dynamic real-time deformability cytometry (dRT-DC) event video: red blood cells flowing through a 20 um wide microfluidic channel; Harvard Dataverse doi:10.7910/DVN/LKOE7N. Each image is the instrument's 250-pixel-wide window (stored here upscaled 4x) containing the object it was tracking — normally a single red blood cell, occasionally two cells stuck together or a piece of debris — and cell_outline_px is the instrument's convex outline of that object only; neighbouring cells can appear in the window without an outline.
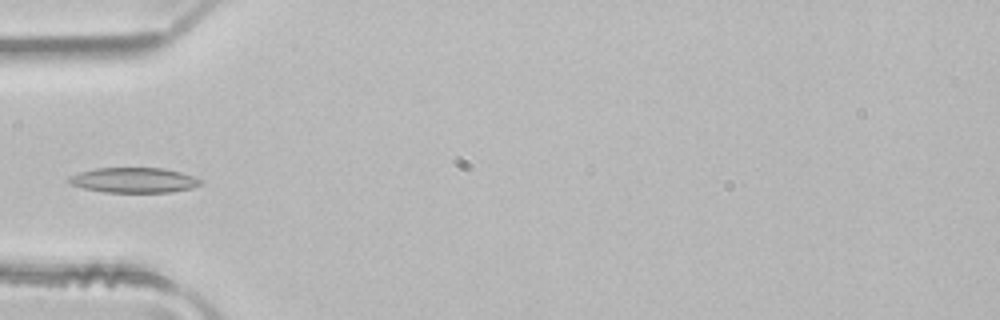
{"species": "common noctule bat (a hibernating species)", "species_latin": "Nyctalus noctula", "temperature_condition": "room temperature", "stored_images_in_passage": 4, "camera_frame_rate_fps": 3000, "um_per_image_px": 0.085, "animal": {"sex": "male", "body_mass_g": 21.5, "forearm_length_mm": 52.0}, "frame": {"image": 1, "passage_image": 4, "time_ms": 1.0, "image_size_px": [1000, 320], "cell_outline_px": [[204, 180], [200, 184], [192, 188], [172, 192], [104, 192], [84, 188], [72, 184], [68, 180], [68, 176], [80, 172], [96, 168], [164, 168], [180, 172]], "centroid_in_image_um": [11.4, 15.31], "position_along_channel_um": 73.6, "area_um2": 19.19}}